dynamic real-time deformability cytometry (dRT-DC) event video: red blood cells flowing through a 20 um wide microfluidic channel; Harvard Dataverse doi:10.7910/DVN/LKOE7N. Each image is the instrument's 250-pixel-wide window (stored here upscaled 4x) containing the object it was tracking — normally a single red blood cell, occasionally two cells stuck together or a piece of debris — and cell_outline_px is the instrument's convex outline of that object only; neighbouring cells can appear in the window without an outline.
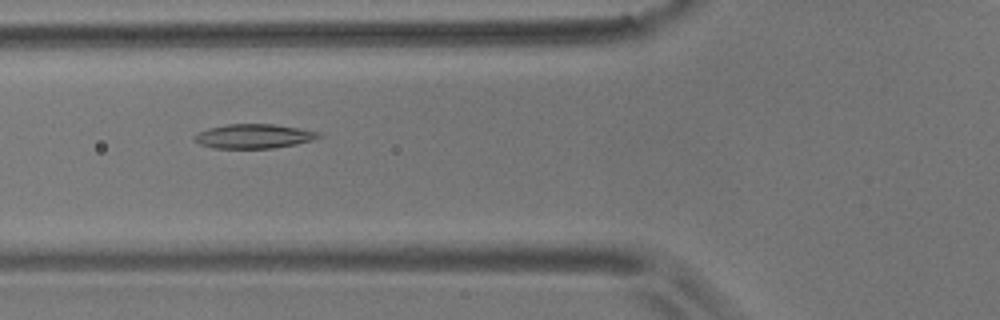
{"species": "common noctule bat (a hibernating species)", "species_latin": "Nyctalus noctula", "temperature_condition": "room temperature", "stored_images_in_passage": 40, "camera_frame_rate_fps": 3000, "um_per_image_px": 0.085, "animal": {"sex": "male", "body_mass_g": 17.9}, "frame": {"image": 1, "passage_image": 5, "time_ms": 1.333, "image_size_px": [1000, 320], "cell_outline_px": [[324, 136], [312, 140], [296, 144], [272, 148], [212, 148], [200, 144], [192, 136], [208, 128], [228, 124], [272, 124], [320, 132]], "centroid_in_image_um": [21.58, 11.58], "position_along_channel_um": 104.2, "area_um2": 17.46}}
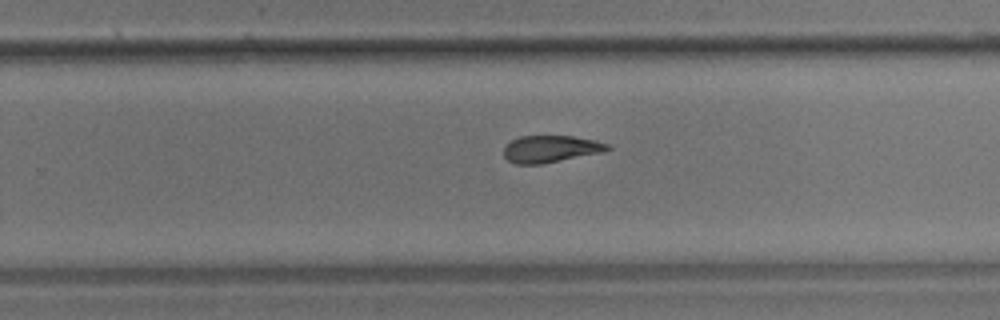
{"frame": {"image": 2, "passage_image": 20, "time_ms": 6.333, "image_size_px": [1000, 320], "cell_outline_px": [[612, 148], [600, 152], [540, 164], [516, 164], [508, 160], [504, 156], [504, 148], [512, 140], [520, 136], [572, 136], [596, 140], [608, 144]], "centroid_in_image_um": [46.78, 12.65], "position_along_channel_um": 283.0, "area_um2": 16.01}}
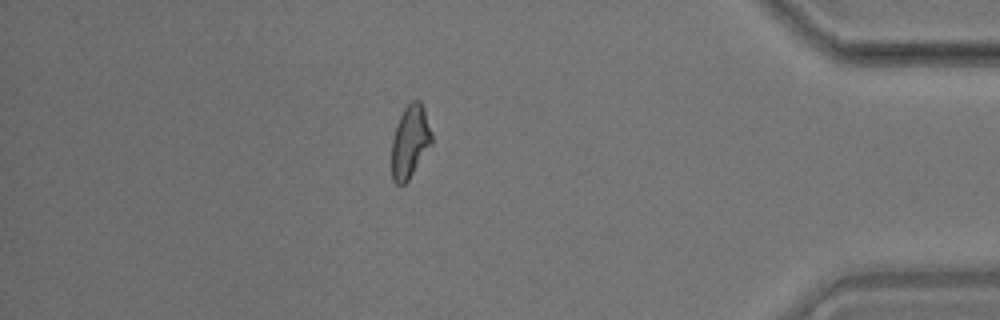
{"frame": {"image": 3, "passage_image": 33, "time_ms": 10.667, "image_size_px": [1000, 320], "cell_outline_px": [[432, 144], [408, 180], [404, 184], [396, 184], [392, 180], [392, 140], [396, 124], [404, 108], [412, 100], [420, 100], [424, 108], [432, 132]], "centroid_in_image_um": [34.86, 12.02], "position_along_channel_um": 400.3, "area_um2": 16.99}, "authors_computed_cell_mechanics": {"area_um2": 17.2244, "velocity_mm_per_s": 3.5799, "shape_relaxation_time_tau1_ms": 8.4063, "shape_relaxation_time_tau2_ms": 5.5034, "deformation_change_tau1": 0.1926, "deformation_change_tau2": 0.1129}}